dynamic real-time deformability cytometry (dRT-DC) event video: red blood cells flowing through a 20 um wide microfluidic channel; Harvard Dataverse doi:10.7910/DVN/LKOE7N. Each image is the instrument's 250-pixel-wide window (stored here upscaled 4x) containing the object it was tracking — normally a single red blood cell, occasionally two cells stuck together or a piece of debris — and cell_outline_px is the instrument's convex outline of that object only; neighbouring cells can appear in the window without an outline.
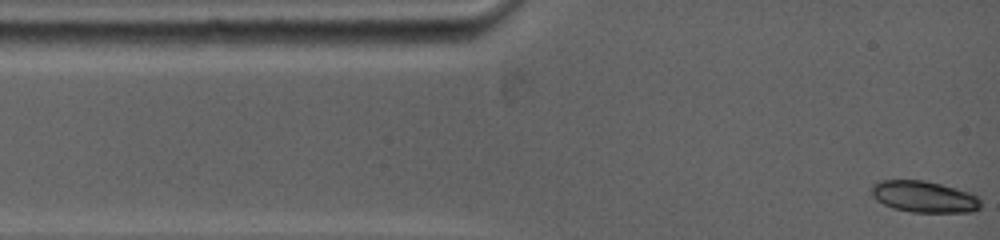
{"species": "common noctule bat (a hibernating species)", "species_latin": "Nyctalus noctula", "temperature_condition": "warm", "stored_images_in_passage": 17, "camera_frame_rate_fps": 5000, "um_per_image_px": 0.085, "animal": {"sex": "female", "body_mass_g": 19.0, "forearm_length_mm": 53.3}, "frame": {"image": 1, "passage_image": 1, "time_ms": 0.0, "image_size_px": [1000, 240], "cell_outline_px": [[980, 208], [972, 212], [912, 212], [892, 208], [884, 204], [872, 192], [872, 188], [876, 184], [884, 180], [920, 180], [940, 184], [976, 196], [980, 200]], "centroid_in_image_um": [78.57, 16.74], "position_along_channel_um": 6.4, "area_um2": 19.31}}
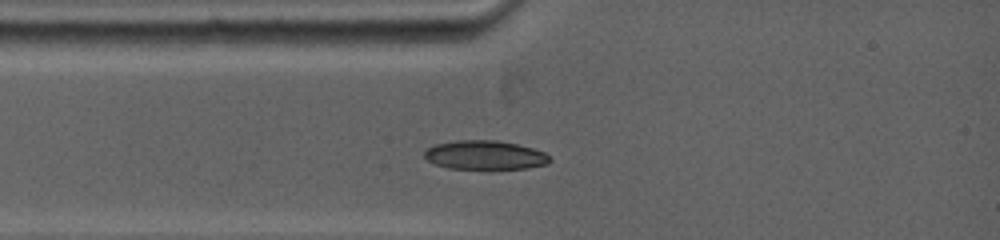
{"frame": {"image": 2, "passage_image": 12, "time_ms": 2.2, "image_size_px": [1000, 240], "cell_outline_px": [[552, 160], [548, 164], [528, 168], [448, 168], [436, 164], [428, 160], [424, 156], [424, 152], [428, 148], [436, 144], [456, 140], [496, 140], [516, 144], [532, 148], [544, 152]], "centroid_in_image_um": [41.23, 13.17], "position_along_channel_um": 43.8, "area_um2": 20.92}}
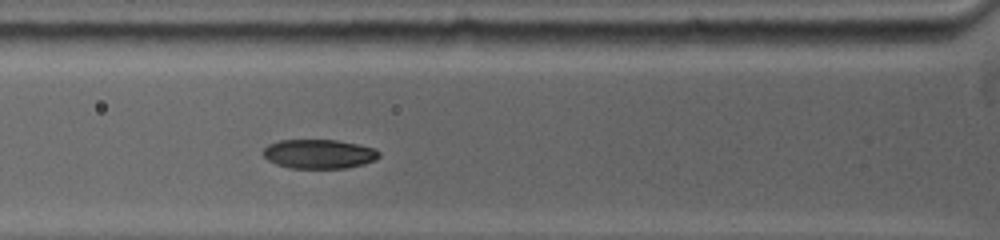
{"frame": {"image": 3, "passage_image": 17, "time_ms": 3.6, "image_size_px": [1000, 240], "cell_outline_px": [[380, 156], [376, 160], [364, 164], [348, 168], [288, 168], [276, 164], [268, 160], [264, 156], [264, 148], [268, 144], [280, 140], [336, 140], [376, 148], [380, 152]], "centroid_in_image_um": [27.14, 13.09], "position_along_channel_um": 98.7, "area_um2": 19.83}}